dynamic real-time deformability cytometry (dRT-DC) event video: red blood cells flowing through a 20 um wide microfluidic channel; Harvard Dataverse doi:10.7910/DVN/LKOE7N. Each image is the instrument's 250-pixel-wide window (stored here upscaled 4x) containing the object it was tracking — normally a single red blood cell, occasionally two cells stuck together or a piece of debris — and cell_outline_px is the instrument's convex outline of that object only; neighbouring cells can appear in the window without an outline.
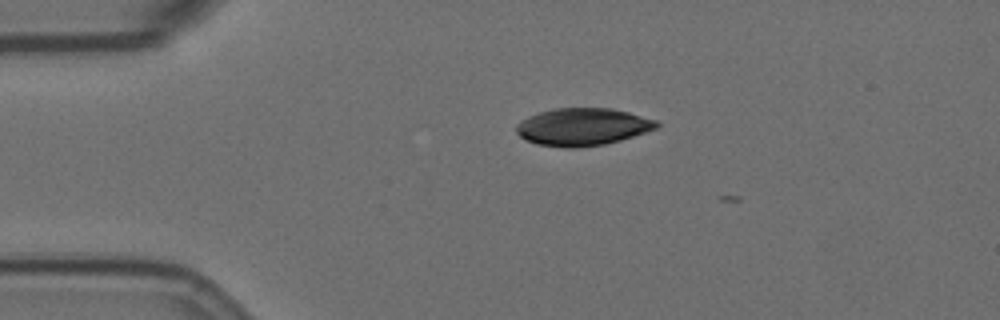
{"species": "Egyptian fruit bat (a non-hibernating species)", "species_latin": "Rousettus aegyptiacus", "temperature_condition": "room temperature", "stored_images_in_passage": 4, "camera_frame_rate_fps": 3000, "um_per_image_px": 0.085, "animal": {"sex": "female"}, "frame": {"image": 1, "passage_image": 2, "time_ms": 0.333, "image_size_px": [1000, 320], "cell_outline_px": [[660, 124], [656, 128], [620, 140], [604, 144], [576, 148], [564, 148], [536, 144], [524, 140], [516, 132], [516, 124], [520, 120], [528, 116], [540, 112], [556, 108], [612, 108], [628, 112], [656, 120]], "centroid_in_image_um": [49.47, 10.78], "position_along_channel_um": 35.5, "area_um2": 30.63}}